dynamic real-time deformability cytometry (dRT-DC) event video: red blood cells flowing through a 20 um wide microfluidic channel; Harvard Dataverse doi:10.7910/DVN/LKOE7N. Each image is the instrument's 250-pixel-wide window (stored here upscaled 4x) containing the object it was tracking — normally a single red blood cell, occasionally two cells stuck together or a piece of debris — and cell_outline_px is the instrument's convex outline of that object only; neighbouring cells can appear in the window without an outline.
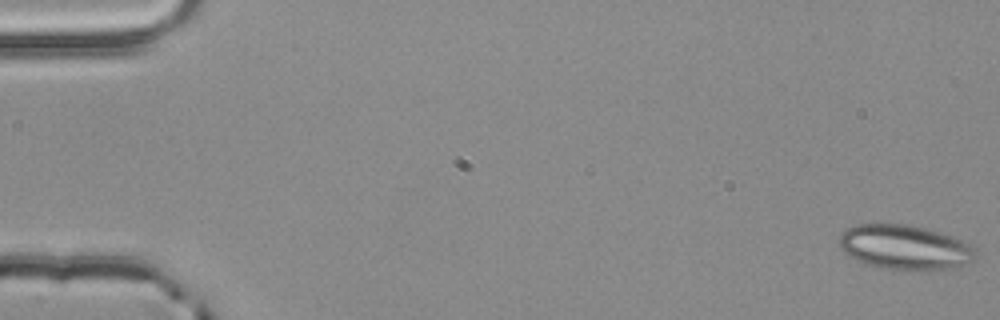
{"species": "common noctule bat (a hibernating species)", "species_latin": "Nyctalus noctula", "temperature_condition": "room temperature", "stored_images_in_passage": 11, "camera_frame_rate_fps": 3000, "um_per_image_px": 0.085, "animal": {"sex": "male", "body_mass_g": 20.4}, "frame": {"image": 1, "passage_image": 1, "time_ms": 0.0, "image_size_px": [1000, 320], "cell_outline_px": [[976, 256], [968, 264], [952, 268], [888, 268], [868, 264], [848, 256], [840, 248], [840, 236], [848, 228], [856, 224], [908, 224], [928, 228], [952, 236], [972, 244], [976, 248]], "centroid_in_image_um": [76.94, 20.98], "position_along_channel_um": 8.1, "area_um2": 34.97}}